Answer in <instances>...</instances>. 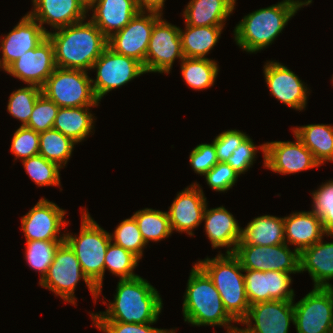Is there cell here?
Listing matches in <instances>:
<instances>
[{"label": "cell", "instance_id": "6da1fadb", "mask_svg": "<svg viewBox=\"0 0 333 333\" xmlns=\"http://www.w3.org/2000/svg\"><path fill=\"white\" fill-rule=\"evenodd\" d=\"M114 300L107 310L91 313L93 321H118L123 323H156L162 311V299L157 289L140 276L120 279Z\"/></svg>", "mask_w": 333, "mask_h": 333}, {"label": "cell", "instance_id": "7a4b0ae2", "mask_svg": "<svg viewBox=\"0 0 333 333\" xmlns=\"http://www.w3.org/2000/svg\"><path fill=\"white\" fill-rule=\"evenodd\" d=\"M54 45L56 67L89 71L107 47L108 38L91 21L48 32Z\"/></svg>", "mask_w": 333, "mask_h": 333}, {"label": "cell", "instance_id": "3957f363", "mask_svg": "<svg viewBox=\"0 0 333 333\" xmlns=\"http://www.w3.org/2000/svg\"><path fill=\"white\" fill-rule=\"evenodd\" d=\"M312 0H283L244 16L235 26L236 44L248 53L263 50L282 33L288 21Z\"/></svg>", "mask_w": 333, "mask_h": 333}, {"label": "cell", "instance_id": "277c9868", "mask_svg": "<svg viewBox=\"0 0 333 333\" xmlns=\"http://www.w3.org/2000/svg\"><path fill=\"white\" fill-rule=\"evenodd\" d=\"M183 301L184 321L194 326H224L227 333L238 329L225 310L218 290L208 275L195 263L191 269Z\"/></svg>", "mask_w": 333, "mask_h": 333}, {"label": "cell", "instance_id": "5b68a950", "mask_svg": "<svg viewBox=\"0 0 333 333\" xmlns=\"http://www.w3.org/2000/svg\"><path fill=\"white\" fill-rule=\"evenodd\" d=\"M212 280L218 290L223 306L228 314L241 323L249 311L246 295L244 269L233 253H220L214 258H206L196 263Z\"/></svg>", "mask_w": 333, "mask_h": 333}, {"label": "cell", "instance_id": "8992f818", "mask_svg": "<svg viewBox=\"0 0 333 333\" xmlns=\"http://www.w3.org/2000/svg\"><path fill=\"white\" fill-rule=\"evenodd\" d=\"M111 235L92 219L87 210H83L79 236L65 234V242L74 251L82 271L99 289L104 279V260Z\"/></svg>", "mask_w": 333, "mask_h": 333}, {"label": "cell", "instance_id": "52a82bcc", "mask_svg": "<svg viewBox=\"0 0 333 333\" xmlns=\"http://www.w3.org/2000/svg\"><path fill=\"white\" fill-rule=\"evenodd\" d=\"M83 279L91 292L94 301L98 299L99 289L88 279L70 246L63 242L57 249L54 260L46 275L39 280V285L60 296L65 302L76 305L75 287Z\"/></svg>", "mask_w": 333, "mask_h": 333}, {"label": "cell", "instance_id": "ba28073f", "mask_svg": "<svg viewBox=\"0 0 333 333\" xmlns=\"http://www.w3.org/2000/svg\"><path fill=\"white\" fill-rule=\"evenodd\" d=\"M91 80L87 71L56 67L41 91L59 107L98 106Z\"/></svg>", "mask_w": 333, "mask_h": 333}, {"label": "cell", "instance_id": "9c48e42d", "mask_svg": "<svg viewBox=\"0 0 333 333\" xmlns=\"http://www.w3.org/2000/svg\"><path fill=\"white\" fill-rule=\"evenodd\" d=\"M96 79H92V89L98 101L115 88H119L134 78L146 74L143 64L138 60L118 54L108 46L94 62Z\"/></svg>", "mask_w": 333, "mask_h": 333}, {"label": "cell", "instance_id": "30bf717a", "mask_svg": "<svg viewBox=\"0 0 333 333\" xmlns=\"http://www.w3.org/2000/svg\"><path fill=\"white\" fill-rule=\"evenodd\" d=\"M293 305L297 333H333V287H314Z\"/></svg>", "mask_w": 333, "mask_h": 333}, {"label": "cell", "instance_id": "8fae6325", "mask_svg": "<svg viewBox=\"0 0 333 333\" xmlns=\"http://www.w3.org/2000/svg\"><path fill=\"white\" fill-rule=\"evenodd\" d=\"M233 254L243 269L300 273L299 252L291 251L286 243L270 246L237 244Z\"/></svg>", "mask_w": 333, "mask_h": 333}, {"label": "cell", "instance_id": "7c38bea8", "mask_svg": "<svg viewBox=\"0 0 333 333\" xmlns=\"http://www.w3.org/2000/svg\"><path fill=\"white\" fill-rule=\"evenodd\" d=\"M183 60L180 28L160 18L152 29L145 58V72L169 74L175 59Z\"/></svg>", "mask_w": 333, "mask_h": 333}, {"label": "cell", "instance_id": "4fadbf2b", "mask_svg": "<svg viewBox=\"0 0 333 333\" xmlns=\"http://www.w3.org/2000/svg\"><path fill=\"white\" fill-rule=\"evenodd\" d=\"M161 17V14L155 12L139 11L123 29L108 38L107 46L118 54L138 60L145 70L152 29Z\"/></svg>", "mask_w": 333, "mask_h": 333}, {"label": "cell", "instance_id": "5bb4252c", "mask_svg": "<svg viewBox=\"0 0 333 333\" xmlns=\"http://www.w3.org/2000/svg\"><path fill=\"white\" fill-rule=\"evenodd\" d=\"M291 321L294 324L293 301L259 302L250 305L241 322L247 327L241 330L244 333H288Z\"/></svg>", "mask_w": 333, "mask_h": 333}, {"label": "cell", "instance_id": "9a60e30c", "mask_svg": "<svg viewBox=\"0 0 333 333\" xmlns=\"http://www.w3.org/2000/svg\"><path fill=\"white\" fill-rule=\"evenodd\" d=\"M296 142L265 143V167L280 174H294L320 166L312 152L294 134Z\"/></svg>", "mask_w": 333, "mask_h": 333}, {"label": "cell", "instance_id": "2e32d148", "mask_svg": "<svg viewBox=\"0 0 333 333\" xmlns=\"http://www.w3.org/2000/svg\"><path fill=\"white\" fill-rule=\"evenodd\" d=\"M65 210L54 202L41 198L32 209L21 218L22 231L26 241L65 240V234L58 236L68 222L64 220Z\"/></svg>", "mask_w": 333, "mask_h": 333}, {"label": "cell", "instance_id": "e0dca14e", "mask_svg": "<svg viewBox=\"0 0 333 333\" xmlns=\"http://www.w3.org/2000/svg\"><path fill=\"white\" fill-rule=\"evenodd\" d=\"M246 295L250 305L259 302L281 300L294 301L290 274L282 271H257L244 269Z\"/></svg>", "mask_w": 333, "mask_h": 333}, {"label": "cell", "instance_id": "ac0fdd59", "mask_svg": "<svg viewBox=\"0 0 333 333\" xmlns=\"http://www.w3.org/2000/svg\"><path fill=\"white\" fill-rule=\"evenodd\" d=\"M55 68L54 45L47 37L35 49L28 50L14 61L5 72L41 88Z\"/></svg>", "mask_w": 333, "mask_h": 333}, {"label": "cell", "instance_id": "d6986e66", "mask_svg": "<svg viewBox=\"0 0 333 333\" xmlns=\"http://www.w3.org/2000/svg\"><path fill=\"white\" fill-rule=\"evenodd\" d=\"M263 69L266 84L273 97L292 109H305L309 91L294 72L275 61H267Z\"/></svg>", "mask_w": 333, "mask_h": 333}, {"label": "cell", "instance_id": "ffe728a7", "mask_svg": "<svg viewBox=\"0 0 333 333\" xmlns=\"http://www.w3.org/2000/svg\"><path fill=\"white\" fill-rule=\"evenodd\" d=\"M206 201L203 190L197 183L179 192L167 211L172 232H186L193 236V229L202 222Z\"/></svg>", "mask_w": 333, "mask_h": 333}, {"label": "cell", "instance_id": "44dd1931", "mask_svg": "<svg viewBox=\"0 0 333 333\" xmlns=\"http://www.w3.org/2000/svg\"><path fill=\"white\" fill-rule=\"evenodd\" d=\"M0 41L2 59L0 68L4 71L30 49H35L47 37L48 33L28 13Z\"/></svg>", "mask_w": 333, "mask_h": 333}, {"label": "cell", "instance_id": "7402d4cb", "mask_svg": "<svg viewBox=\"0 0 333 333\" xmlns=\"http://www.w3.org/2000/svg\"><path fill=\"white\" fill-rule=\"evenodd\" d=\"M33 17L48 33L43 24L59 29L85 20L88 8L81 0H32Z\"/></svg>", "mask_w": 333, "mask_h": 333}, {"label": "cell", "instance_id": "603a6c76", "mask_svg": "<svg viewBox=\"0 0 333 333\" xmlns=\"http://www.w3.org/2000/svg\"><path fill=\"white\" fill-rule=\"evenodd\" d=\"M202 221L205 222V232L214 249L225 247L226 253L235 252L241 240L242 228L224 206L213 209L206 206Z\"/></svg>", "mask_w": 333, "mask_h": 333}, {"label": "cell", "instance_id": "cb8c5ba5", "mask_svg": "<svg viewBox=\"0 0 333 333\" xmlns=\"http://www.w3.org/2000/svg\"><path fill=\"white\" fill-rule=\"evenodd\" d=\"M92 9L91 21L109 38L123 29L139 12L135 0H97Z\"/></svg>", "mask_w": 333, "mask_h": 333}, {"label": "cell", "instance_id": "d4e9b609", "mask_svg": "<svg viewBox=\"0 0 333 333\" xmlns=\"http://www.w3.org/2000/svg\"><path fill=\"white\" fill-rule=\"evenodd\" d=\"M284 233L285 243L295 245L294 249L299 253L325 235L322 220L313 211L295 212L284 217Z\"/></svg>", "mask_w": 333, "mask_h": 333}, {"label": "cell", "instance_id": "484cf974", "mask_svg": "<svg viewBox=\"0 0 333 333\" xmlns=\"http://www.w3.org/2000/svg\"><path fill=\"white\" fill-rule=\"evenodd\" d=\"M299 261L300 273L308 271L314 287H333L329 281L333 279V242H323L321 239L302 250L299 253Z\"/></svg>", "mask_w": 333, "mask_h": 333}, {"label": "cell", "instance_id": "4316f807", "mask_svg": "<svg viewBox=\"0 0 333 333\" xmlns=\"http://www.w3.org/2000/svg\"><path fill=\"white\" fill-rule=\"evenodd\" d=\"M235 4L236 0H191L184 8L183 17L190 26H224Z\"/></svg>", "mask_w": 333, "mask_h": 333}, {"label": "cell", "instance_id": "83f0119b", "mask_svg": "<svg viewBox=\"0 0 333 333\" xmlns=\"http://www.w3.org/2000/svg\"><path fill=\"white\" fill-rule=\"evenodd\" d=\"M284 243V217L263 215L254 218L242 229L238 244L270 246Z\"/></svg>", "mask_w": 333, "mask_h": 333}, {"label": "cell", "instance_id": "f1b7e54d", "mask_svg": "<svg viewBox=\"0 0 333 333\" xmlns=\"http://www.w3.org/2000/svg\"><path fill=\"white\" fill-rule=\"evenodd\" d=\"M89 107L95 106L59 107L53 129L76 143L83 141L93 131L96 120Z\"/></svg>", "mask_w": 333, "mask_h": 333}, {"label": "cell", "instance_id": "f546056e", "mask_svg": "<svg viewBox=\"0 0 333 333\" xmlns=\"http://www.w3.org/2000/svg\"><path fill=\"white\" fill-rule=\"evenodd\" d=\"M180 28L182 53L187 58L205 59L219 40L223 26H190Z\"/></svg>", "mask_w": 333, "mask_h": 333}, {"label": "cell", "instance_id": "4dcf8cb0", "mask_svg": "<svg viewBox=\"0 0 333 333\" xmlns=\"http://www.w3.org/2000/svg\"><path fill=\"white\" fill-rule=\"evenodd\" d=\"M293 133L312 152L320 164L333 161V126L326 124H308L292 128Z\"/></svg>", "mask_w": 333, "mask_h": 333}, {"label": "cell", "instance_id": "1f68e13d", "mask_svg": "<svg viewBox=\"0 0 333 333\" xmlns=\"http://www.w3.org/2000/svg\"><path fill=\"white\" fill-rule=\"evenodd\" d=\"M180 66L184 81L195 90L213 86L219 72L217 62L209 58L184 57Z\"/></svg>", "mask_w": 333, "mask_h": 333}, {"label": "cell", "instance_id": "d6a6232c", "mask_svg": "<svg viewBox=\"0 0 333 333\" xmlns=\"http://www.w3.org/2000/svg\"><path fill=\"white\" fill-rule=\"evenodd\" d=\"M74 145L76 142L71 138L52 128L39 133L38 154L63 168L71 157Z\"/></svg>", "mask_w": 333, "mask_h": 333}, {"label": "cell", "instance_id": "836d02e7", "mask_svg": "<svg viewBox=\"0 0 333 333\" xmlns=\"http://www.w3.org/2000/svg\"><path fill=\"white\" fill-rule=\"evenodd\" d=\"M132 216L135 218L146 244L149 241H160L172 234L167 212L145 208L136 211Z\"/></svg>", "mask_w": 333, "mask_h": 333}, {"label": "cell", "instance_id": "e575fe53", "mask_svg": "<svg viewBox=\"0 0 333 333\" xmlns=\"http://www.w3.org/2000/svg\"><path fill=\"white\" fill-rule=\"evenodd\" d=\"M65 240H32L26 241L25 259L29 267L41 273L40 280L46 275L54 260L58 247Z\"/></svg>", "mask_w": 333, "mask_h": 333}, {"label": "cell", "instance_id": "d590c367", "mask_svg": "<svg viewBox=\"0 0 333 333\" xmlns=\"http://www.w3.org/2000/svg\"><path fill=\"white\" fill-rule=\"evenodd\" d=\"M139 259L127 251L123 247L110 241L104 260V273L108 269L112 275L120 277V279H131L139 275L134 273Z\"/></svg>", "mask_w": 333, "mask_h": 333}, {"label": "cell", "instance_id": "8d00e7d4", "mask_svg": "<svg viewBox=\"0 0 333 333\" xmlns=\"http://www.w3.org/2000/svg\"><path fill=\"white\" fill-rule=\"evenodd\" d=\"M28 176L41 186H60V169L56 163L45 159L40 154L22 160Z\"/></svg>", "mask_w": 333, "mask_h": 333}, {"label": "cell", "instance_id": "74e56055", "mask_svg": "<svg viewBox=\"0 0 333 333\" xmlns=\"http://www.w3.org/2000/svg\"><path fill=\"white\" fill-rule=\"evenodd\" d=\"M41 94V88L36 85H28L11 93L7 110L11 116L21 121V126L28 123L36 100Z\"/></svg>", "mask_w": 333, "mask_h": 333}, {"label": "cell", "instance_id": "f35d334b", "mask_svg": "<svg viewBox=\"0 0 333 333\" xmlns=\"http://www.w3.org/2000/svg\"><path fill=\"white\" fill-rule=\"evenodd\" d=\"M111 240L134 254L139 260L143 256V249L147 245L142 238L138 224L133 216L124 219L115 228L114 234L110 233Z\"/></svg>", "mask_w": 333, "mask_h": 333}, {"label": "cell", "instance_id": "ab89813d", "mask_svg": "<svg viewBox=\"0 0 333 333\" xmlns=\"http://www.w3.org/2000/svg\"><path fill=\"white\" fill-rule=\"evenodd\" d=\"M59 106L41 94L34 105L32 114L26 127L33 129L37 133L52 129Z\"/></svg>", "mask_w": 333, "mask_h": 333}, {"label": "cell", "instance_id": "60d3db41", "mask_svg": "<svg viewBox=\"0 0 333 333\" xmlns=\"http://www.w3.org/2000/svg\"><path fill=\"white\" fill-rule=\"evenodd\" d=\"M10 151L16 157L15 160L28 159L39 153V133L26 126H21L14 132Z\"/></svg>", "mask_w": 333, "mask_h": 333}, {"label": "cell", "instance_id": "b9f144b4", "mask_svg": "<svg viewBox=\"0 0 333 333\" xmlns=\"http://www.w3.org/2000/svg\"><path fill=\"white\" fill-rule=\"evenodd\" d=\"M263 152L264 167H265V143L257 147L250 136H247L241 144L233 151L232 155L227 159L228 163L240 175L248 171L255 161L257 149Z\"/></svg>", "mask_w": 333, "mask_h": 333}, {"label": "cell", "instance_id": "7bdbcfd3", "mask_svg": "<svg viewBox=\"0 0 333 333\" xmlns=\"http://www.w3.org/2000/svg\"><path fill=\"white\" fill-rule=\"evenodd\" d=\"M239 175L228 163L218 162L204 177L212 190L225 192L235 185Z\"/></svg>", "mask_w": 333, "mask_h": 333}, {"label": "cell", "instance_id": "ee69618b", "mask_svg": "<svg viewBox=\"0 0 333 333\" xmlns=\"http://www.w3.org/2000/svg\"><path fill=\"white\" fill-rule=\"evenodd\" d=\"M189 156L190 165L194 172L203 176L219 162L213 141L211 144L197 145Z\"/></svg>", "mask_w": 333, "mask_h": 333}, {"label": "cell", "instance_id": "f6af8a7d", "mask_svg": "<svg viewBox=\"0 0 333 333\" xmlns=\"http://www.w3.org/2000/svg\"><path fill=\"white\" fill-rule=\"evenodd\" d=\"M94 326L104 333H173L175 330L151 327L153 323L136 324L118 321H93Z\"/></svg>", "mask_w": 333, "mask_h": 333}, {"label": "cell", "instance_id": "bcb514c9", "mask_svg": "<svg viewBox=\"0 0 333 333\" xmlns=\"http://www.w3.org/2000/svg\"><path fill=\"white\" fill-rule=\"evenodd\" d=\"M248 135L239 130H227L220 133L213 140L216 155L219 162H226L233 151L241 144Z\"/></svg>", "mask_w": 333, "mask_h": 333}, {"label": "cell", "instance_id": "7dc6e473", "mask_svg": "<svg viewBox=\"0 0 333 333\" xmlns=\"http://www.w3.org/2000/svg\"><path fill=\"white\" fill-rule=\"evenodd\" d=\"M312 197V211L321 218L326 213V208H333V180L322 184L312 193Z\"/></svg>", "mask_w": 333, "mask_h": 333}, {"label": "cell", "instance_id": "c3c4849f", "mask_svg": "<svg viewBox=\"0 0 333 333\" xmlns=\"http://www.w3.org/2000/svg\"><path fill=\"white\" fill-rule=\"evenodd\" d=\"M166 0H135L139 11L155 12L163 15L164 2Z\"/></svg>", "mask_w": 333, "mask_h": 333}, {"label": "cell", "instance_id": "681fc988", "mask_svg": "<svg viewBox=\"0 0 333 333\" xmlns=\"http://www.w3.org/2000/svg\"><path fill=\"white\" fill-rule=\"evenodd\" d=\"M323 228L327 236H333V208H326V213L321 217Z\"/></svg>", "mask_w": 333, "mask_h": 333}, {"label": "cell", "instance_id": "f907efd6", "mask_svg": "<svg viewBox=\"0 0 333 333\" xmlns=\"http://www.w3.org/2000/svg\"><path fill=\"white\" fill-rule=\"evenodd\" d=\"M87 8H89L97 0H81Z\"/></svg>", "mask_w": 333, "mask_h": 333}, {"label": "cell", "instance_id": "816d5d0a", "mask_svg": "<svg viewBox=\"0 0 333 333\" xmlns=\"http://www.w3.org/2000/svg\"><path fill=\"white\" fill-rule=\"evenodd\" d=\"M228 333H244V332L240 328H238V329L228 332Z\"/></svg>", "mask_w": 333, "mask_h": 333}]
</instances>
